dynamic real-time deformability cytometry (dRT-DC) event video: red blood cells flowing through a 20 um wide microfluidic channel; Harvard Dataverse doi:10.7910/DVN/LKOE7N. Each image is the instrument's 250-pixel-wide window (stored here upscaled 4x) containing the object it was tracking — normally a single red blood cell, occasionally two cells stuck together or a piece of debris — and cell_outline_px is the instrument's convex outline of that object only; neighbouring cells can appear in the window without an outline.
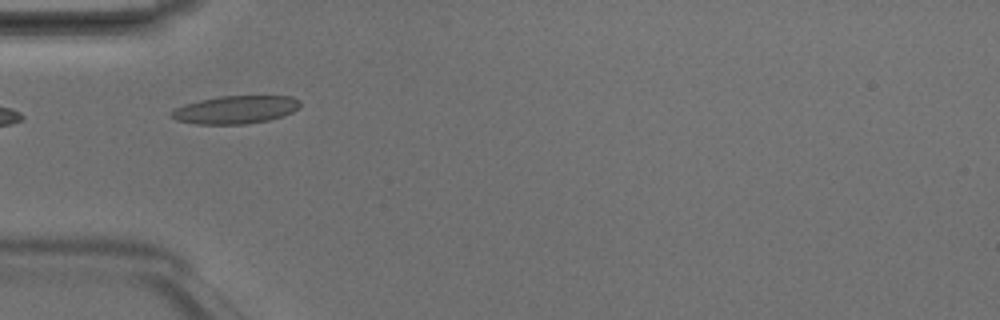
{"species": "Egyptian fruit bat (a non-hibernating species)", "species_latin": "Rousettus aegyptiacus", "temperature_condition": "room temperature", "stored_images_in_passage": 5, "camera_frame_rate_fps": 3000, "um_per_image_px": 0.085, "animal": {"sex": "male"}, "frame": {"image": 1, "passage_image": 4, "time_ms": 1.0, "image_size_px": [1000, 320], "cell_outline_px": [[300, 108], [284, 116], [268, 120], [244, 124], [196, 124], [176, 120], [168, 112], [184, 104], [200, 100], [220, 96], [292, 96], [300, 100]], "centroid_in_image_um": [20.03, 9.32], "position_along_channel_um": 65.0, "area_um2": 21.04}}